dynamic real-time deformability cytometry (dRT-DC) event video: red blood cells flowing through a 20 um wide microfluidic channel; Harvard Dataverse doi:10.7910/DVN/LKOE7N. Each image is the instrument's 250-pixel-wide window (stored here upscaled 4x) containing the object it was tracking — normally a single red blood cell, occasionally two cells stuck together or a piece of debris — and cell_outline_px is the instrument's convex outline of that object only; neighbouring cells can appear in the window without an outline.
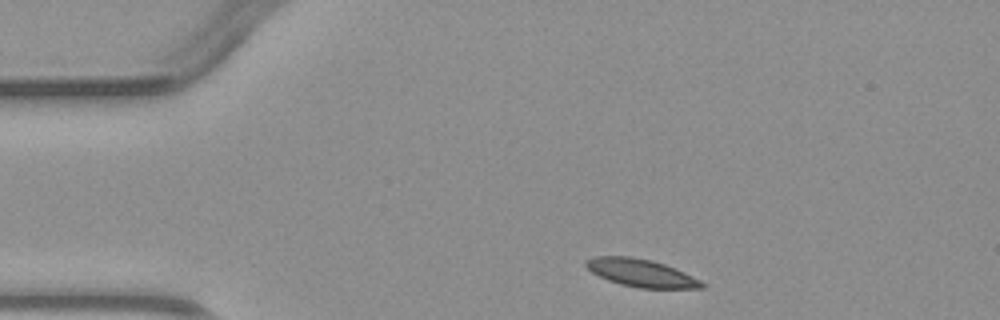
{"species": "common noctule bat (a hibernating species)", "species_latin": "Nyctalus noctula", "temperature_condition": "warm", "stored_images_in_passage": 2, "camera_frame_rate_fps": 3000, "um_per_image_px": 0.085, "animal": {"sex": "male", "body_mass_g": 23.1, "forearm_length_mm": 52.7}, "frame": {"image": 1, "passage_image": 1, "time_ms": 0.0, "image_size_px": [1000, 320], "cell_outline_px": [[708, 284], [704, 288], [640, 288], [620, 284], [608, 280], [592, 272], [584, 264], [584, 260], [596, 256], [632, 256], [652, 260], [664, 264], [684, 272]], "centroid_in_image_um": [54.5, 23.19], "position_along_channel_um": 30.5, "area_um2": 18.73}}